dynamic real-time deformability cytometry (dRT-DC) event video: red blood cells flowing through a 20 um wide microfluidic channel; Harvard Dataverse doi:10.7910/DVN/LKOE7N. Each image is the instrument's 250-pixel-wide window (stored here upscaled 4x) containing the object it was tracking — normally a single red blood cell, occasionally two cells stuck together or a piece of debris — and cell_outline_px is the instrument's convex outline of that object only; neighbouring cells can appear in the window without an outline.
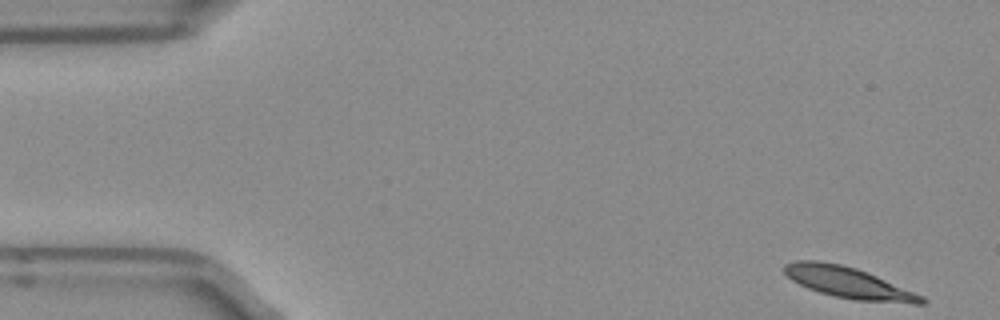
{"species": "Egyptian fruit bat (a non-hibernating species)", "species_latin": "Rousettus aegyptiacus", "temperature_condition": "room temperature", "stored_images_in_passage": 50, "camera_frame_rate_fps": 3000, "um_per_image_px": 0.085, "frame": {"image": 1, "passage_image": 1, "time_ms": 0.0, "image_size_px": [1000, 320], "cell_outline_px": [[928, 300], [924, 304], [912, 304], [856, 300], [832, 296], [808, 288], [792, 280], [784, 272], [784, 264], [796, 260], [816, 260], [840, 264], [856, 268], [876, 276], [924, 296]], "centroid_in_image_um": [72.14, 24.04], "position_along_channel_um": 12.9, "area_um2": 24.8}}
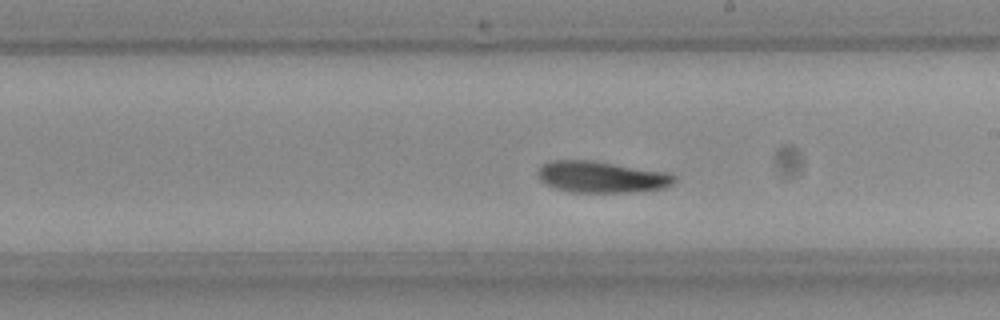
{"frame": {"image": 2, "passage_image": 27, "time_ms": 8.667, "image_size_px": [1000, 320], "cell_outline_px": [[676, 180], [672, 184], [664, 188], [636, 192], [572, 192], [556, 188], [544, 184], [540, 180], [536, 172], [544, 164], [552, 160], [592, 160], [672, 172], [676, 176]], "centroid_in_image_um": [51.18, 15.03], "position_along_channel_um": 237.8, "area_um2": 25.37}}
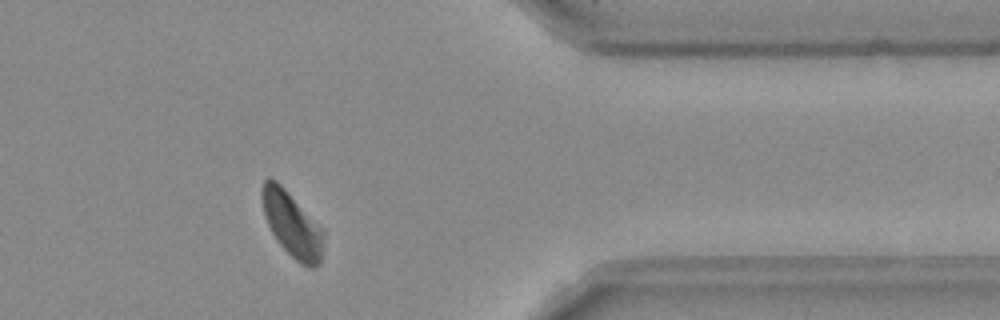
{"frame": {"image": 3, "passage_image": 40, "time_ms": 13.0, "image_size_px": [1000, 320], "cell_outline_px": [[324, 244], [320, 264], [316, 268], [308, 268], [300, 264], [276, 240], [264, 216], [260, 192], [264, 180], [276, 180], [324, 228]], "centroid_in_image_um": [24.86, 19.11], "position_along_channel_um": 386.5, "area_um2": 23.52}, "authors_computed_cell_mechanics": {"area_um2": 24.8829, "velocity_mm_per_s": 3.8861, "shape_relaxation_time_tau1_ms": 8.0822, "shape_relaxation_time_tau2_ms": 5.0992, "deformation_change_tau1": 0.1785, "deformation_change_tau2": 0.094}}